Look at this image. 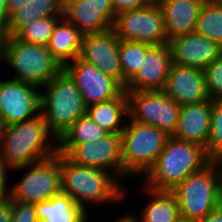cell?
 I'll return each mask as SVG.
<instances>
[{
  "instance_id": "8d00e7d4",
  "label": "cell",
  "mask_w": 222,
  "mask_h": 222,
  "mask_svg": "<svg viewBox=\"0 0 222 222\" xmlns=\"http://www.w3.org/2000/svg\"><path fill=\"white\" fill-rule=\"evenodd\" d=\"M8 17L7 0H0V34L4 31Z\"/></svg>"
},
{
  "instance_id": "7402d4cb",
  "label": "cell",
  "mask_w": 222,
  "mask_h": 222,
  "mask_svg": "<svg viewBox=\"0 0 222 222\" xmlns=\"http://www.w3.org/2000/svg\"><path fill=\"white\" fill-rule=\"evenodd\" d=\"M86 114L108 133H122L129 118L126 91L111 100L88 106Z\"/></svg>"
},
{
  "instance_id": "ac0fdd59",
  "label": "cell",
  "mask_w": 222,
  "mask_h": 222,
  "mask_svg": "<svg viewBox=\"0 0 222 222\" xmlns=\"http://www.w3.org/2000/svg\"><path fill=\"white\" fill-rule=\"evenodd\" d=\"M171 64L168 44L152 45L147 50L138 73L127 83L124 90H163Z\"/></svg>"
},
{
  "instance_id": "d6a6232c",
  "label": "cell",
  "mask_w": 222,
  "mask_h": 222,
  "mask_svg": "<svg viewBox=\"0 0 222 222\" xmlns=\"http://www.w3.org/2000/svg\"><path fill=\"white\" fill-rule=\"evenodd\" d=\"M155 0H112L114 16L121 12L143 8Z\"/></svg>"
},
{
  "instance_id": "5b68a950",
  "label": "cell",
  "mask_w": 222,
  "mask_h": 222,
  "mask_svg": "<svg viewBox=\"0 0 222 222\" xmlns=\"http://www.w3.org/2000/svg\"><path fill=\"white\" fill-rule=\"evenodd\" d=\"M178 204L180 216L199 221L222 204V167L211 161L190 174L170 191Z\"/></svg>"
},
{
  "instance_id": "d590c367",
  "label": "cell",
  "mask_w": 222,
  "mask_h": 222,
  "mask_svg": "<svg viewBox=\"0 0 222 222\" xmlns=\"http://www.w3.org/2000/svg\"><path fill=\"white\" fill-rule=\"evenodd\" d=\"M198 222H222V204Z\"/></svg>"
},
{
  "instance_id": "e0dca14e",
  "label": "cell",
  "mask_w": 222,
  "mask_h": 222,
  "mask_svg": "<svg viewBox=\"0 0 222 222\" xmlns=\"http://www.w3.org/2000/svg\"><path fill=\"white\" fill-rule=\"evenodd\" d=\"M163 91L180 106L210 100L204 71L188 66L171 64Z\"/></svg>"
},
{
  "instance_id": "4dcf8cb0",
  "label": "cell",
  "mask_w": 222,
  "mask_h": 222,
  "mask_svg": "<svg viewBox=\"0 0 222 222\" xmlns=\"http://www.w3.org/2000/svg\"><path fill=\"white\" fill-rule=\"evenodd\" d=\"M203 71L209 98L222 99V53Z\"/></svg>"
},
{
  "instance_id": "83f0119b",
  "label": "cell",
  "mask_w": 222,
  "mask_h": 222,
  "mask_svg": "<svg viewBox=\"0 0 222 222\" xmlns=\"http://www.w3.org/2000/svg\"><path fill=\"white\" fill-rule=\"evenodd\" d=\"M108 132L87 114L76 120L58 139V144H83L97 141Z\"/></svg>"
},
{
  "instance_id": "30bf717a",
  "label": "cell",
  "mask_w": 222,
  "mask_h": 222,
  "mask_svg": "<svg viewBox=\"0 0 222 222\" xmlns=\"http://www.w3.org/2000/svg\"><path fill=\"white\" fill-rule=\"evenodd\" d=\"M112 29L120 40L150 45L167 43L163 13L156 0L143 8L117 14Z\"/></svg>"
},
{
  "instance_id": "f1b7e54d",
  "label": "cell",
  "mask_w": 222,
  "mask_h": 222,
  "mask_svg": "<svg viewBox=\"0 0 222 222\" xmlns=\"http://www.w3.org/2000/svg\"><path fill=\"white\" fill-rule=\"evenodd\" d=\"M63 16H50L36 19L22 27L14 37L32 44L47 45L57 22Z\"/></svg>"
},
{
  "instance_id": "52a82bcc",
  "label": "cell",
  "mask_w": 222,
  "mask_h": 222,
  "mask_svg": "<svg viewBox=\"0 0 222 222\" xmlns=\"http://www.w3.org/2000/svg\"><path fill=\"white\" fill-rule=\"evenodd\" d=\"M121 133L123 179L141 177L154 164L170 137L164 131L128 118ZM132 175V176H131Z\"/></svg>"
},
{
  "instance_id": "3957f363",
  "label": "cell",
  "mask_w": 222,
  "mask_h": 222,
  "mask_svg": "<svg viewBox=\"0 0 222 222\" xmlns=\"http://www.w3.org/2000/svg\"><path fill=\"white\" fill-rule=\"evenodd\" d=\"M210 162L205 148L170 136L144 175L143 185L157 191H171L190 174L200 171Z\"/></svg>"
},
{
  "instance_id": "9c48e42d",
  "label": "cell",
  "mask_w": 222,
  "mask_h": 222,
  "mask_svg": "<svg viewBox=\"0 0 222 222\" xmlns=\"http://www.w3.org/2000/svg\"><path fill=\"white\" fill-rule=\"evenodd\" d=\"M129 119L152 125L169 136L176 130L181 106L163 90L126 91Z\"/></svg>"
},
{
  "instance_id": "4316f807",
  "label": "cell",
  "mask_w": 222,
  "mask_h": 222,
  "mask_svg": "<svg viewBox=\"0 0 222 222\" xmlns=\"http://www.w3.org/2000/svg\"><path fill=\"white\" fill-rule=\"evenodd\" d=\"M151 46L142 42L120 40L119 54L124 89L127 83L138 73L143 58Z\"/></svg>"
},
{
  "instance_id": "ba28073f",
  "label": "cell",
  "mask_w": 222,
  "mask_h": 222,
  "mask_svg": "<svg viewBox=\"0 0 222 222\" xmlns=\"http://www.w3.org/2000/svg\"><path fill=\"white\" fill-rule=\"evenodd\" d=\"M14 170L26 172L19 182L9 187L12 201L36 204L61 193L60 153L40 162L11 169L12 172Z\"/></svg>"
},
{
  "instance_id": "60d3db41",
  "label": "cell",
  "mask_w": 222,
  "mask_h": 222,
  "mask_svg": "<svg viewBox=\"0 0 222 222\" xmlns=\"http://www.w3.org/2000/svg\"><path fill=\"white\" fill-rule=\"evenodd\" d=\"M198 1H200L201 3H208V2H211V1H213V0H198Z\"/></svg>"
},
{
  "instance_id": "8fae6325",
  "label": "cell",
  "mask_w": 222,
  "mask_h": 222,
  "mask_svg": "<svg viewBox=\"0 0 222 222\" xmlns=\"http://www.w3.org/2000/svg\"><path fill=\"white\" fill-rule=\"evenodd\" d=\"M58 153L74 164L111 171L120 180L123 178L121 133H107L83 144H58Z\"/></svg>"
},
{
  "instance_id": "ab89813d",
  "label": "cell",
  "mask_w": 222,
  "mask_h": 222,
  "mask_svg": "<svg viewBox=\"0 0 222 222\" xmlns=\"http://www.w3.org/2000/svg\"><path fill=\"white\" fill-rule=\"evenodd\" d=\"M176 222H197L195 220H191V219H187V218H183V217H179Z\"/></svg>"
},
{
  "instance_id": "d6986e66",
  "label": "cell",
  "mask_w": 222,
  "mask_h": 222,
  "mask_svg": "<svg viewBox=\"0 0 222 222\" xmlns=\"http://www.w3.org/2000/svg\"><path fill=\"white\" fill-rule=\"evenodd\" d=\"M213 100L183 105L172 137L207 147L211 127Z\"/></svg>"
},
{
  "instance_id": "277c9868",
  "label": "cell",
  "mask_w": 222,
  "mask_h": 222,
  "mask_svg": "<svg viewBox=\"0 0 222 222\" xmlns=\"http://www.w3.org/2000/svg\"><path fill=\"white\" fill-rule=\"evenodd\" d=\"M0 62L15 71L12 80L40 89L63 70L46 45L27 43L14 36H0Z\"/></svg>"
},
{
  "instance_id": "f546056e",
  "label": "cell",
  "mask_w": 222,
  "mask_h": 222,
  "mask_svg": "<svg viewBox=\"0 0 222 222\" xmlns=\"http://www.w3.org/2000/svg\"><path fill=\"white\" fill-rule=\"evenodd\" d=\"M205 150L210 161L222 160V99L213 100L210 134Z\"/></svg>"
},
{
  "instance_id": "603a6c76",
  "label": "cell",
  "mask_w": 222,
  "mask_h": 222,
  "mask_svg": "<svg viewBox=\"0 0 222 222\" xmlns=\"http://www.w3.org/2000/svg\"><path fill=\"white\" fill-rule=\"evenodd\" d=\"M64 0H30L23 8L11 13L0 36H14L32 21L50 16H63Z\"/></svg>"
},
{
  "instance_id": "5bb4252c",
  "label": "cell",
  "mask_w": 222,
  "mask_h": 222,
  "mask_svg": "<svg viewBox=\"0 0 222 222\" xmlns=\"http://www.w3.org/2000/svg\"><path fill=\"white\" fill-rule=\"evenodd\" d=\"M120 39L113 29L83 35L79 59L93 65L123 87L120 65Z\"/></svg>"
},
{
  "instance_id": "1f68e13d",
  "label": "cell",
  "mask_w": 222,
  "mask_h": 222,
  "mask_svg": "<svg viewBox=\"0 0 222 222\" xmlns=\"http://www.w3.org/2000/svg\"><path fill=\"white\" fill-rule=\"evenodd\" d=\"M10 222H40L37 216L35 204L11 200Z\"/></svg>"
},
{
  "instance_id": "f35d334b",
  "label": "cell",
  "mask_w": 222,
  "mask_h": 222,
  "mask_svg": "<svg viewBox=\"0 0 222 222\" xmlns=\"http://www.w3.org/2000/svg\"><path fill=\"white\" fill-rule=\"evenodd\" d=\"M114 222H136L134 218L129 214H124L123 216H119L117 219H115Z\"/></svg>"
},
{
  "instance_id": "836d02e7",
  "label": "cell",
  "mask_w": 222,
  "mask_h": 222,
  "mask_svg": "<svg viewBox=\"0 0 222 222\" xmlns=\"http://www.w3.org/2000/svg\"><path fill=\"white\" fill-rule=\"evenodd\" d=\"M11 170L0 156V199L9 196L8 171Z\"/></svg>"
},
{
  "instance_id": "7a4b0ae2",
  "label": "cell",
  "mask_w": 222,
  "mask_h": 222,
  "mask_svg": "<svg viewBox=\"0 0 222 222\" xmlns=\"http://www.w3.org/2000/svg\"><path fill=\"white\" fill-rule=\"evenodd\" d=\"M57 142L41 114L0 128V156L10 169L51 158L58 153Z\"/></svg>"
},
{
  "instance_id": "cb8c5ba5",
  "label": "cell",
  "mask_w": 222,
  "mask_h": 222,
  "mask_svg": "<svg viewBox=\"0 0 222 222\" xmlns=\"http://www.w3.org/2000/svg\"><path fill=\"white\" fill-rule=\"evenodd\" d=\"M143 193L150 200L141 207V216H135L132 212L129 213L136 222H176L180 217L179 207L174 195L170 191H157L142 186ZM147 193H145V192ZM143 208V209H142Z\"/></svg>"
},
{
  "instance_id": "7c38bea8",
  "label": "cell",
  "mask_w": 222,
  "mask_h": 222,
  "mask_svg": "<svg viewBox=\"0 0 222 222\" xmlns=\"http://www.w3.org/2000/svg\"><path fill=\"white\" fill-rule=\"evenodd\" d=\"M40 114V88L17 80L0 79L1 127L35 118Z\"/></svg>"
},
{
  "instance_id": "74e56055",
  "label": "cell",
  "mask_w": 222,
  "mask_h": 222,
  "mask_svg": "<svg viewBox=\"0 0 222 222\" xmlns=\"http://www.w3.org/2000/svg\"><path fill=\"white\" fill-rule=\"evenodd\" d=\"M30 0H7L8 16L23 8Z\"/></svg>"
},
{
  "instance_id": "e575fe53",
  "label": "cell",
  "mask_w": 222,
  "mask_h": 222,
  "mask_svg": "<svg viewBox=\"0 0 222 222\" xmlns=\"http://www.w3.org/2000/svg\"><path fill=\"white\" fill-rule=\"evenodd\" d=\"M11 221V200L8 197L0 199V222Z\"/></svg>"
},
{
  "instance_id": "d4e9b609",
  "label": "cell",
  "mask_w": 222,
  "mask_h": 222,
  "mask_svg": "<svg viewBox=\"0 0 222 222\" xmlns=\"http://www.w3.org/2000/svg\"><path fill=\"white\" fill-rule=\"evenodd\" d=\"M40 222H88L89 215L85 213L73 199L64 193H59L47 201L35 204Z\"/></svg>"
},
{
  "instance_id": "4fadbf2b",
  "label": "cell",
  "mask_w": 222,
  "mask_h": 222,
  "mask_svg": "<svg viewBox=\"0 0 222 222\" xmlns=\"http://www.w3.org/2000/svg\"><path fill=\"white\" fill-rule=\"evenodd\" d=\"M63 71L80 91L86 107L118 97L124 88L93 65L76 58Z\"/></svg>"
},
{
  "instance_id": "9a60e30c",
  "label": "cell",
  "mask_w": 222,
  "mask_h": 222,
  "mask_svg": "<svg viewBox=\"0 0 222 222\" xmlns=\"http://www.w3.org/2000/svg\"><path fill=\"white\" fill-rule=\"evenodd\" d=\"M63 17L83 35L109 30L115 19L112 0H64Z\"/></svg>"
},
{
  "instance_id": "2e32d148",
  "label": "cell",
  "mask_w": 222,
  "mask_h": 222,
  "mask_svg": "<svg viewBox=\"0 0 222 222\" xmlns=\"http://www.w3.org/2000/svg\"><path fill=\"white\" fill-rule=\"evenodd\" d=\"M172 64L204 70L221 53L222 46L195 32L168 40Z\"/></svg>"
},
{
  "instance_id": "484cf974",
  "label": "cell",
  "mask_w": 222,
  "mask_h": 222,
  "mask_svg": "<svg viewBox=\"0 0 222 222\" xmlns=\"http://www.w3.org/2000/svg\"><path fill=\"white\" fill-rule=\"evenodd\" d=\"M194 32L222 46V5L215 1L204 3L200 8Z\"/></svg>"
},
{
  "instance_id": "ffe728a7",
  "label": "cell",
  "mask_w": 222,
  "mask_h": 222,
  "mask_svg": "<svg viewBox=\"0 0 222 222\" xmlns=\"http://www.w3.org/2000/svg\"><path fill=\"white\" fill-rule=\"evenodd\" d=\"M156 1L163 13L167 42L177 36L194 32L203 3L198 0Z\"/></svg>"
},
{
  "instance_id": "6da1fadb",
  "label": "cell",
  "mask_w": 222,
  "mask_h": 222,
  "mask_svg": "<svg viewBox=\"0 0 222 222\" xmlns=\"http://www.w3.org/2000/svg\"><path fill=\"white\" fill-rule=\"evenodd\" d=\"M120 181L110 171L74 164L61 154V192L69 195L85 213L88 204L124 201L128 190Z\"/></svg>"
},
{
  "instance_id": "8992f818",
  "label": "cell",
  "mask_w": 222,
  "mask_h": 222,
  "mask_svg": "<svg viewBox=\"0 0 222 222\" xmlns=\"http://www.w3.org/2000/svg\"><path fill=\"white\" fill-rule=\"evenodd\" d=\"M40 89V114L48 130L57 138L80 117L87 107L70 77L62 70Z\"/></svg>"
},
{
  "instance_id": "b9f144b4",
  "label": "cell",
  "mask_w": 222,
  "mask_h": 222,
  "mask_svg": "<svg viewBox=\"0 0 222 222\" xmlns=\"http://www.w3.org/2000/svg\"><path fill=\"white\" fill-rule=\"evenodd\" d=\"M213 1L222 5V0H213Z\"/></svg>"
},
{
  "instance_id": "44dd1931",
  "label": "cell",
  "mask_w": 222,
  "mask_h": 222,
  "mask_svg": "<svg viewBox=\"0 0 222 222\" xmlns=\"http://www.w3.org/2000/svg\"><path fill=\"white\" fill-rule=\"evenodd\" d=\"M83 34L72 23L62 17L56 24L46 45L51 55L63 67L79 58Z\"/></svg>"
}]
</instances>
